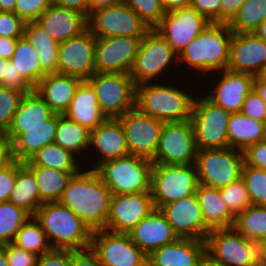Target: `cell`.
<instances>
[{"mask_svg":"<svg viewBox=\"0 0 266 266\" xmlns=\"http://www.w3.org/2000/svg\"><path fill=\"white\" fill-rule=\"evenodd\" d=\"M83 171L72 176L59 203L73 211L92 231L103 230L110 214L112 193L95 169Z\"/></svg>","mask_w":266,"mask_h":266,"instance_id":"6da1fadb","label":"cell"},{"mask_svg":"<svg viewBox=\"0 0 266 266\" xmlns=\"http://www.w3.org/2000/svg\"><path fill=\"white\" fill-rule=\"evenodd\" d=\"M24 36L36 49L41 68L47 73H57L59 43L36 21L25 24Z\"/></svg>","mask_w":266,"mask_h":266,"instance_id":"836d02e7","label":"cell"},{"mask_svg":"<svg viewBox=\"0 0 266 266\" xmlns=\"http://www.w3.org/2000/svg\"><path fill=\"white\" fill-rule=\"evenodd\" d=\"M58 124V114H54L44 122V125L25 129L13 142L14 160L19 162L28 161L39 149L53 144Z\"/></svg>","mask_w":266,"mask_h":266,"instance_id":"f546056e","label":"cell"},{"mask_svg":"<svg viewBox=\"0 0 266 266\" xmlns=\"http://www.w3.org/2000/svg\"><path fill=\"white\" fill-rule=\"evenodd\" d=\"M205 250L206 243L203 240L178 238L152 251L147 256V262L150 266H197Z\"/></svg>","mask_w":266,"mask_h":266,"instance_id":"484cf974","label":"cell"},{"mask_svg":"<svg viewBox=\"0 0 266 266\" xmlns=\"http://www.w3.org/2000/svg\"><path fill=\"white\" fill-rule=\"evenodd\" d=\"M256 78L261 82L266 84V66L259 72Z\"/></svg>","mask_w":266,"mask_h":266,"instance_id":"34e18365","label":"cell"},{"mask_svg":"<svg viewBox=\"0 0 266 266\" xmlns=\"http://www.w3.org/2000/svg\"><path fill=\"white\" fill-rule=\"evenodd\" d=\"M160 210L179 238L206 240L210 230L204 224L196 193L170 202Z\"/></svg>","mask_w":266,"mask_h":266,"instance_id":"ffe728a7","label":"cell"},{"mask_svg":"<svg viewBox=\"0 0 266 266\" xmlns=\"http://www.w3.org/2000/svg\"><path fill=\"white\" fill-rule=\"evenodd\" d=\"M24 95L21 90L0 87V136L8 131Z\"/></svg>","mask_w":266,"mask_h":266,"instance_id":"f6af8a7d","label":"cell"},{"mask_svg":"<svg viewBox=\"0 0 266 266\" xmlns=\"http://www.w3.org/2000/svg\"><path fill=\"white\" fill-rule=\"evenodd\" d=\"M26 22L13 12L0 11V36L21 38Z\"/></svg>","mask_w":266,"mask_h":266,"instance_id":"c3c4849f","label":"cell"},{"mask_svg":"<svg viewBox=\"0 0 266 266\" xmlns=\"http://www.w3.org/2000/svg\"><path fill=\"white\" fill-rule=\"evenodd\" d=\"M152 168L150 159L129 154L105 161L95 170L114 195L150 191Z\"/></svg>","mask_w":266,"mask_h":266,"instance_id":"5b68a950","label":"cell"},{"mask_svg":"<svg viewBox=\"0 0 266 266\" xmlns=\"http://www.w3.org/2000/svg\"><path fill=\"white\" fill-rule=\"evenodd\" d=\"M231 113L206 97L194 98L191 122L198 150L228 148V123Z\"/></svg>","mask_w":266,"mask_h":266,"instance_id":"9c48e42d","label":"cell"},{"mask_svg":"<svg viewBox=\"0 0 266 266\" xmlns=\"http://www.w3.org/2000/svg\"><path fill=\"white\" fill-rule=\"evenodd\" d=\"M259 264L266 266V240L259 243Z\"/></svg>","mask_w":266,"mask_h":266,"instance_id":"89a4df30","label":"cell"},{"mask_svg":"<svg viewBox=\"0 0 266 266\" xmlns=\"http://www.w3.org/2000/svg\"><path fill=\"white\" fill-rule=\"evenodd\" d=\"M211 22L192 7L166 13L154 28L179 55L185 46L200 34Z\"/></svg>","mask_w":266,"mask_h":266,"instance_id":"ac0fdd59","label":"cell"},{"mask_svg":"<svg viewBox=\"0 0 266 266\" xmlns=\"http://www.w3.org/2000/svg\"><path fill=\"white\" fill-rule=\"evenodd\" d=\"M198 147L191 120L164 122L153 165H195Z\"/></svg>","mask_w":266,"mask_h":266,"instance_id":"8fae6325","label":"cell"},{"mask_svg":"<svg viewBox=\"0 0 266 266\" xmlns=\"http://www.w3.org/2000/svg\"><path fill=\"white\" fill-rule=\"evenodd\" d=\"M162 83H142L136 86L135 107L142 113L163 122L191 120L195 98L178 86Z\"/></svg>","mask_w":266,"mask_h":266,"instance_id":"277c9868","label":"cell"},{"mask_svg":"<svg viewBox=\"0 0 266 266\" xmlns=\"http://www.w3.org/2000/svg\"><path fill=\"white\" fill-rule=\"evenodd\" d=\"M82 81V79L75 76L50 73L40 80L34 90L55 114L63 115Z\"/></svg>","mask_w":266,"mask_h":266,"instance_id":"4316f807","label":"cell"},{"mask_svg":"<svg viewBox=\"0 0 266 266\" xmlns=\"http://www.w3.org/2000/svg\"><path fill=\"white\" fill-rule=\"evenodd\" d=\"M8 266H37L39 255L17 247L13 243L5 244Z\"/></svg>","mask_w":266,"mask_h":266,"instance_id":"f907efd6","label":"cell"},{"mask_svg":"<svg viewBox=\"0 0 266 266\" xmlns=\"http://www.w3.org/2000/svg\"><path fill=\"white\" fill-rule=\"evenodd\" d=\"M15 6H16V0H0V11L14 13Z\"/></svg>","mask_w":266,"mask_h":266,"instance_id":"a7ac6f4b","label":"cell"},{"mask_svg":"<svg viewBox=\"0 0 266 266\" xmlns=\"http://www.w3.org/2000/svg\"><path fill=\"white\" fill-rule=\"evenodd\" d=\"M221 4L222 0H191L190 7L211 23H221Z\"/></svg>","mask_w":266,"mask_h":266,"instance_id":"f5cc1de1","label":"cell"},{"mask_svg":"<svg viewBox=\"0 0 266 266\" xmlns=\"http://www.w3.org/2000/svg\"><path fill=\"white\" fill-rule=\"evenodd\" d=\"M10 61L14 63L17 72L35 88L40 80L47 74L40 65L36 49H34L25 36L18 38L14 55Z\"/></svg>","mask_w":266,"mask_h":266,"instance_id":"74e56055","label":"cell"},{"mask_svg":"<svg viewBox=\"0 0 266 266\" xmlns=\"http://www.w3.org/2000/svg\"><path fill=\"white\" fill-rule=\"evenodd\" d=\"M253 89L258 93V95L265 101L266 103V84L261 83L256 77L253 83Z\"/></svg>","mask_w":266,"mask_h":266,"instance_id":"003e7915","label":"cell"},{"mask_svg":"<svg viewBox=\"0 0 266 266\" xmlns=\"http://www.w3.org/2000/svg\"><path fill=\"white\" fill-rule=\"evenodd\" d=\"M191 0H161L166 13L176 9L190 7Z\"/></svg>","mask_w":266,"mask_h":266,"instance_id":"be15d7a7","label":"cell"},{"mask_svg":"<svg viewBox=\"0 0 266 266\" xmlns=\"http://www.w3.org/2000/svg\"><path fill=\"white\" fill-rule=\"evenodd\" d=\"M52 0H16L14 13L25 22L36 21Z\"/></svg>","mask_w":266,"mask_h":266,"instance_id":"7dc6e473","label":"cell"},{"mask_svg":"<svg viewBox=\"0 0 266 266\" xmlns=\"http://www.w3.org/2000/svg\"><path fill=\"white\" fill-rule=\"evenodd\" d=\"M96 36L87 29L59 43L57 73L89 79L95 73Z\"/></svg>","mask_w":266,"mask_h":266,"instance_id":"e0dca14e","label":"cell"},{"mask_svg":"<svg viewBox=\"0 0 266 266\" xmlns=\"http://www.w3.org/2000/svg\"><path fill=\"white\" fill-rule=\"evenodd\" d=\"M14 161L12 142L6 136H0V171Z\"/></svg>","mask_w":266,"mask_h":266,"instance_id":"91938a15","label":"cell"},{"mask_svg":"<svg viewBox=\"0 0 266 266\" xmlns=\"http://www.w3.org/2000/svg\"><path fill=\"white\" fill-rule=\"evenodd\" d=\"M128 234L147 256L152 251L171 244L179 238L160 209H154Z\"/></svg>","mask_w":266,"mask_h":266,"instance_id":"cb8c5ba5","label":"cell"},{"mask_svg":"<svg viewBox=\"0 0 266 266\" xmlns=\"http://www.w3.org/2000/svg\"><path fill=\"white\" fill-rule=\"evenodd\" d=\"M16 180V160L0 171V203L9 201Z\"/></svg>","mask_w":266,"mask_h":266,"instance_id":"9f6ffc18","label":"cell"},{"mask_svg":"<svg viewBox=\"0 0 266 266\" xmlns=\"http://www.w3.org/2000/svg\"><path fill=\"white\" fill-rule=\"evenodd\" d=\"M63 115L90 131L107 119L98 105L93 87L86 80H83L77 87L74 97Z\"/></svg>","mask_w":266,"mask_h":266,"instance_id":"f1b7e54d","label":"cell"},{"mask_svg":"<svg viewBox=\"0 0 266 266\" xmlns=\"http://www.w3.org/2000/svg\"><path fill=\"white\" fill-rule=\"evenodd\" d=\"M244 153V163L266 171V140L249 146Z\"/></svg>","mask_w":266,"mask_h":266,"instance_id":"db71d44e","label":"cell"},{"mask_svg":"<svg viewBox=\"0 0 266 266\" xmlns=\"http://www.w3.org/2000/svg\"><path fill=\"white\" fill-rule=\"evenodd\" d=\"M18 38L0 36V57L10 60L14 55L15 45Z\"/></svg>","mask_w":266,"mask_h":266,"instance_id":"6125c7cd","label":"cell"},{"mask_svg":"<svg viewBox=\"0 0 266 266\" xmlns=\"http://www.w3.org/2000/svg\"><path fill=\"white\" fill-rule=\"evenodd\" d=\"M88 29L96 37H145L151 30L124 2L93 11L88 17Z\"/></svg>","mask_w":266,"mask_h":266,"instance_id":"4fadbf2b","label":"cell"},{"mask_svg":"<svg viewBox=\"0 0 266 266\" xmlns=\"http://www.w3.org/2000/svg\"><path fill=\"white\" fill-rule=\"evenodd\" d=\"M217 73L220 79L216 80L210 93L204 94L205 97L229 113L240 112L245 98L253 89L255 77L228 69Z\"/></svg>","mask_w":266,"mask_h":266,"instance_id":"7402d4cb","label":"cell"},{"mask_svg":"<svg viewBox=\"0 0 266 266\" xmlns=\"http://www.w3.org/2000/svg\"><path fill=\"white\" fill-rule=\"evenodd\" d=\"M151 29L155 28L166 14L161 0H124Z\"/></svg>","mask_w":266,"mask_h":266,"instance_id":"bcb514c9","label":"cell"},{"mask_svg":"<svg viewBox=\"0 0 266 266\" xmlns=\"http://www.w3.org/2000/svg\"><path fill=\"white\" fill-rule=\"evenodd\" d=\"M90 148L99 154V160L90 169L105 161L129 155L126 135L117 118H107L91 131Z\"/></svg>","mask_w":266,"mask_h":266,"instance_id":"d4e9b609","label":"cell"},{"mask_svg":"<svg viewBox=\"0 0 266 266\" xmlns=\"http://www.w3.org/2000/svg\"><path fill=\"white\" fill-rule=\"evenodd\" d=\"M34 217L40 222L52 249L75 251L90 248L93 231L61 203H43Z\"/></svg>","mask_w":266,"mask_h":266,"instance_id":"3957f363","label":"cell"},{"mask_svg":"<svg viewBox=\"0 0 266 266\" xmlns=\"http://www.w3.org/2000/svg\"><path fill=\"white\" fill-rule=\"evenodd\" d=\"M0 266H8L7 258L5 255V244L0 245Z\"/></svg>","mask_w":266,"mask_h":266,"instance_id":"8c879c8a","label":"cell"},{"mask_svg":"<svg viewBox=\"0 0 266 266\" xmlns=\"http://www.w3.org/2000/svg\"><path fill=\"white\" fill-rule=\"evenodd\" d=\"M219 190L222 201L235 217L252 205L246 184L242 178Z\"/></svg>","mask_w":266,"mask_h":266,"instance_id":"ee69618b","label":"cell"},{"mask_svg":"<svg viewBox=\"0 0 266 266\" xmlns=\"http://www.w3.org/2000/svg\"><path fill=\"white\" fill-rule=\"evenodd\" d=\"M205 243L206 251L224 266L259 264V244L245 238L234 227L210 231Z\"/></svg>","mask_w":266,"mask_h":266,"instance_id":"7c38bea8","label":"cell"},{"mask_svg":"<svg viewBox=\"0 0 266 266\" xmlns=\"http://www.w3.org/2000/svg\"><path fill=\"white\" fill-rule=\"evenodd\" d=\"M9 201L35 216L40 202V193L33 173L23 162L16 161V180Z\"/></svg>","mask_w":266,"mask_h":266,"instance_id":"d6a6232c","label":"cell"},{"mask_svg":"<svg viewBox=\"0 0 266 266\" xmlns=\"http://www.w3.org/2000/svg\"><path fill=\"white\" fill-rule=\"evenodd\" d=\"M70 266H103L91 248L70 250Z\"/></svg>","mask_w":266,"mask_h":266,"instance_id":"6f0895ef","label":"cell"},{"mask_svg":"<svg viewBox=\"0 0 266 266\" xmlns=\"http://www.w3.org/2000/svg\"><path fill=\"white\" fill-rule=\"evenodd\" d=\"M13 244L39 256L52 250L40 222L34 216H31L17 232Z\"/></svg>","mask_w":266,"mask_h":266,"instance_id":"60d3db41","label":"cell"},{"mask_svg":"<svg viewBox=\"0 0 266 266\" xmlns=\"http://www.w3.org/2000/svg\"><path fill=\"white\" fill-rule=\"evenodd\" d=\"M0 87L21 90L25 94L34 90V88L20 75V72L14 67L10 60L6 63L5 76L1 79Z\"/></svg>","mask_w":266,"mask_h":266,"instance_id":"816d5d0a","label":"cell"},{"mask_svg":"<svg viewBox=\"0 0 266 266\" xmlns=\"http://www.w3.org/2000/svg\"><path fill=\"white\" fill-rule=\"evenodd\" d=\"M36 22L58 43L77 37L88 29V18L83 13L54 4Z\"/></svg>","mask_w":266,"mask_h":266,"instance_id":"603a6c76","label":"cell"},{"mask_svg":"<svg viewBox=\"0 0 266 266\" xmlns=\"http://www.w3.org/2000/svg\"><path fill=\"white\" fill-rule=\"evenodd\" d=\"M144 37H96L95 72L130 74Z\"/></svg>","mask_w":266,"mask_h":266,"instance_id":"2e32d148","label":"cell"},{"mask_svg":"<svg viewBox=\"0 0 266 266\" xmlns=\"http://www.w3.org/2000/svg\"><path fill=\"white\" fill-rule=\"evenodd\" d=\"M34 175L40 193L41 204L59 202L73 175L79 172H64L41 166H26Z\"/></svg>","mask_w":266,"mask_h":266,"instance_id":"e575fe53","label":"cell"},{"mask_svg":"<svg viewBox=\"0 0 266 266\" xmlns=\"http://www.w3.org/2000/svg\"><path fill=\"white\" fill-rule=\"evenodd\" d=\"M107 118H118L135 108L136 84L127 73H94L86 80Z\"/></svg>","mask_w":266,"mask_h":266,"instance_id":"ba28073f","label":"cell"},{"mask_svg":"<svg viewBox=\"0 0 266 266\" xmlns=\"http://www.w3.org/2000/svg\"><path fill=\"white\" fill-rule=\"evenodd\" d=\"M233 35L228 24L211 23L191 40L178 55V63L188 65L199 74L227 69ZM204 72V73H203Z\"/></svg>","mask_w":266,"mask_h":266,"instance_id":"7a4b0ae2","label":"cell"},{"mask_svg":"<svg viewBox=\"0 0 266 266\" xmlns=\"http://www.w3.org/2000/svg\"><path fill=\"white\" fill-rule=\"evenodd\" d=\"M266 66V42L255 33H233L227 69L256 77Z\"/></svg>","mask_w":266,"mask_h":266,"instance_id":"44dd1931","label":"cell"},{"mask_svg":"<svg viewBox=\"0 0 266 266\" xmlns=\"http://www.w3.org/2000/svg\"><path fill=\"white\" fill-rule=\"evenodd\" d=\"M91 131L82 125L58 114V124L54 143L71 151L78 157L90 148ZM79 153V154H78Z\"/></svg>","mask_w":266,"mask_h":266,"instance_id":"8d00e7d4","label":"cell"},{"mask_svg":"<svg viewBox=\"0 0 266 266\" xmlns=\"http://www.w3.org/2000/svg\"><path fill=\"white\" fill-rule=\"evenodd\" d=\"M266 140V123L248 118L241 112L231 113L228 123V147L240 151Z\"/></svg>","mask_w":266,"mask_h":266,"instance_id":"1f68e13d","label":"cell"},{"mask_svg":"<svg viewBox=\"0 0 266 266\" xmlns=\"http://www.w3.org/2000/svg\"><path fill=\"white\" fill-rule=\"evenodd\" d=\"M198 184L195 165H153L150 192L155 209L195 194Z\"/></svg>","mask_w":266,"mask_h":266,"instance_id":"8992f818","label":"cell"},{"mask_svg":"<svg viewBox=\"0 0 266 266\" xmlns=\"http://www.w3.org/2000/svg\"><path fill=\"white\" fill-rule=\"evenodd\" d=\"M254 33L266 42V19L258 26Z\"/></svg>","mask_w":266,"mask_h":266,"instance_id":"2644e50d","label":"cell"},{"mask_svg":"<svg viewBox=\"0 0 266 266\" xmlns=\"http://www.w3.org/2000/svg\"><path fill=\"white\" fill-rule=\"evenodd\" d=\"M197 266H224L220 261L213 257L208 251H204L200 256Z\"/></svg>","mask_w":266,"mask_h":266,"instance_id":"03108f58","label":"cell"},{"mask_svg":"<svg viewBox=\"0 0 266 266\" xmlns=\"http://www.w3.org/2000/svg\"><path fill=\"white\" fill-rule=\"evenodd\" d=\"M8 61L9 60L3 59V58L0 57V82H1V79L5 76L6 63Z\"/></svg>","mask_w":266,"mask_h":266,"instance_id":"753ad0ef","label":"cell"},{"mask_svg":"<svg viewBox=\"0 0 266 266\" xmlns=\"http://www.w3.org/2000/svg\"><path fill=\"white\" fill-rule=\"evenodd\" d=\"M240 112L248 118L266 123V103L254 89L245 98Z\"/></svg>","mask_w":266,"mask_h":266,"instance_id":"681fc988","label":"cell"},{"mask_svg":"<svg viewBox=\"0 0 266 266\" xmlns=\"http://www.w3.org/2000/svg\"><path fill=\"white\" fill-rule=\"evenodd\" d=\"M52 4L76 10L87 18L90 16V0H52Z\"/></svg>","mask_w":266,"mask_h":266,"instance_id":"94428289","label":"cell"},{"mask_svg":"<svg viewBox=\"0 0 266 266\" xmlns=\"http://www.w3.org/2000/svg\"><path fill=\"white\" fill-rule=\"evenodd\" d=\"M171 62H174V65L178 64V54L164 37L153 28L141 40L130 76L136 86L153 82L154 79L158 81V77L167 71L170 64L172 65Z\"/></svg>","mask_w":266,"mask_h":266,"instance_id":"30bf717a","label":"cell"},{"mask_svg":"<svg viewBox=\"0 0 266 266\" xmlns=\"http://www.w3.org/2000/svg\"><path fill=\"white\" fill-rule=\"evenodd\" d=\"M37 266H70V250L52 249L39 256Z\"/></svg>","mask_w":266,"mask_h":266,"instance_id":"11a10c76","label":"cell"},{"mask_svg":"<svg viewBox=\"0 0 266 266\" xmlns=\"http://www.w3.org/2000/svg\"><path fill=\"white\" fill-rule=\"evenodd\" d=\"M266 19V0H246L228 23L233 33H254Z\"/></svg>","mask_w":266,"mask_h":266,"instance_id":"ab89813d","label":"cell"},{"mask_svg":"<svg viewBox=\"0 0 266 266\" xmlns=\"http://www.w3.org/2000/svg\"><path fill=\"white\" fill-rule=\"evenodd\" d=\"M31 215L10 201L0 203V245L13 243Z\"/></svg>","mask_w":266,"mask_h":266,"instance_id":"b9f144b4","label":"cell"},{"mask_svg":"<svg viewBox=\"0 0 266 266\" xmlns=\"http://www.w3.org/2000/svg\"><path fill=\"white\" fill-rule=\"evenodd\" d=\"M91 250L103 266H143L147 255L129 234L96 230L92 233Z\"/></svg>","mask_w":266,"mask_h":266,"instance_id":"5bb4252c","label":"cell"},{"mask_svg":"<svg viewBox=\"0 0 266 266\" xmlns=\"http://www.w3.org/2000/svg\"><path fill=\"white\" fill-rule=\"evenodd\" d=\"M204 224L210 230L233 227L235 216L222 201L219 189L198 184L196 190Z\"/></svg>","mask_w":266,"mask_h":266,"instance_id":"4dcf8cb0","label":"cell"},{"mask_svg":"<svg viewBox=\"0 0 266 266\" xmlns=\"http://www.w3.org/2000/svg\"><path fill=\"white\" fill-rule=\"evenodd\" d=\"M76 157L71 151L53 143L39 149L28 161L24 162V165L41 166L64 172H80L85 165L82 164L80 168L81 160L78 162Z\"/></svg>","mask_w":266,"mask_h":266,"instance_id":"d590c367","label":"cell"},{"mask_svg":"<svg viewBox=\"0 0 266 266\" xmlns=\"http://www.w3.org/2000/svg\"><path fill=\"white\" fill-rule=\"evenodd\" d=\"M54 114L35 90L28 92L21 99L5 136L13 142L20 134L25 133V129L44 125Z\"/></svg>","mask_w":266,"mask_h":266,"instance_id":"83f0119b","label":"cell"},{"mask_svg":"<svg viewBox=\"0 0 266 266\" xmlns=\"http://www.w3.org/2000/svg\"><path fill=\"white\" fill-rule=\"evenodd\" d=\"M252 205L266 206V171L245 163L242 168V177Z\"/></svg>","mask_w":266,"mask_h":266,"instance_id":"7bdbcfd3","label":"cell"},{"mask_svg":"<svg viewBox=\"0 0 266 266\" xmlns=\"http://www.w3.org/2000/svg\"><path fill=\"white\" fill-rule=\"evenodd\" d=\"M233 227L256 243L266 240V206L251 205L235 217Z\"/></svg>","mask_w":266,"mask_h":266,"instance_id":"f35d334b","label":"cell"},{"mask_svg":"<svg viewBox=\"0 0 266 266\" xmlns=\"http://www.w3.org/2000/svg\"><path fill=\"white\" fill-rule=\"evenodd\" d=\"M246 0H222L221 23L228 24Z\"/></svg>","mask_w":266,"mask_h":266,"instance_id":"680465c9","label":"cell"},{"mask_svg":"<svg viewBox=\"0 0 266 266\" xmlns=\"http://www.w3.org/2000/svg\"><path fill=\"white\" fill-rule=\"evenodd\" d=\"M243 151L235 148L200 149L195 168L200 184L221 189L242 177Z\"/></svg>","mask_w":266,"mask_h":266,"instance_id":"52a82bcc","label":"cell"},{"mask_svg":"<svg viewBox=\"0 0 266 266\" xmlns=\"http://www.w3.org/2000/svg\"><path fill=\"white\" fill-rule=\"evenodd\" d=\"M155 209L151 192L114 194L106 231L128 234L141 220Z\"/></svg>","mask_w":266,"mask_h":266,"instance_id":"d6986e66","label":"cell"},{"mask_svg":"<svg viewBox=\"0 0 266 266\" xmlns=\"http://www.w3.org/2000/svg\"><path fill=\"white\" fill-rule=\"evenodd\" d=\"M124 0H90V15L93 11L123 3Z\"/></svg>","mask_w":266,"mask_h":266,"instance_id":"e7e4bbea","label":"cell"},{"mask_svg":"<svg viewBox=\"0 0 266 266\" xmlns=\"http://www.w3.org/2000/svg\"><path fill=\"white\" fill-rule=\"evenodd\" d=\"M126 135L129 154L152 159L164 122L140 112L136 107L117 118Z\"/></svg>","mask_w":266,"mask_h":266,"instance_id":"9a60e30c","label":"cell"}]
</instances>
